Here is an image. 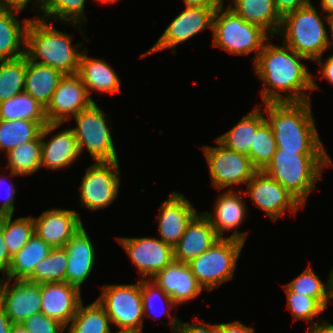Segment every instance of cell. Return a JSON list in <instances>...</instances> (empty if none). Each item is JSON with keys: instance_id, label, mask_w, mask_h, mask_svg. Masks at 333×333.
<instances>
[{"instance_id": "obj_1", "label": "cell", "mask_w": 333, "mask_h": 333, "mask_svg": "<svg viewBox=\"0 0 333 333\" xmlns=\"http://www.w3.org/2000/svg\"><path fill=\"white\" fill-rule=\"evenodd\" d=\"M272 39L264 44L253 63L255 74L265 85L261 90L263 104L309 101L306 92L320 89L313 79L315 75L302 62L309 60L283 43H270Z\"/></svg>"}, {"instance_id": "obj_2", "label": "cell", "mask_w": 333, "mask_h": 333, "mask_svg": "<svg viewBox=\"0 0 333 333\" xmlns=\"http://www.w3.org/2000/svg\"><path fill=\"white\" fill-rule=\"evenodd\" d=\"M277 148L299 154H328L316 128L311 100L264 103Z\"/></svg>"}, {"instance_id": "obj_3", "label": "cell", "mask_w": 333, "mask_h": 333, "mask_svg": "<svg viewBox=\"0 0 333 333\" xmlns=\"http://www.w3.org/2000/svg\"><path fill=\"white\" fill-rule=\"evenodd\" d=\"M52 24L37 16L31 18L26 30L25 56L64 75L77 74L83 51L78 48L83 42L72 44L73 35L58 31Z\"/></svg>"}, {"instance_id": "obj_4", "label": "cell", "mask_w": 333, "mask_h": 333, "mask_svg": "<svg viewBox=\"0 0 333 333\" xmlns=\"http://www.w3.org/2000/svg\"><path fill=\"white\" fill-rule=\"evenodd\" d=\"M332 165L329 154H299L277 148L264 171L305 206L323 170Z\"/></svg>"}, {"instance_id": "obj_5", "label": "cell", "mask_w": 333, "mask_h": 333, "mask_svg": "<svg viewBox=\"0 0 333 333\" xmlns=\"http://www.w3.org/2000/svg\"><path fill=\"white\" fill-rule=\"evenodd\" d=\"M319 11L323 16L321 9L310 3L286 14L277 34L283 37V44L313 62L332 49L325 26L326 14L322 17Z\"/></svg>"}, {"instance_id": "obj_6", "label": "cell", "mask_w": 333, "mask_h": 333, "mask_svg": "<svg viewBox=\"0 0 333 333\" xmlns=\"http://www.w3.org/2000/svg\"><path fill=\"white\" fill-rule=\"evenodd\" d=\"M248 233L236 229L230 236L219 238L207 251L188 263L202 288L214 290L234 277Z\"/></svg>"}, {"instance_id": "obj_7", "label": "cell", "mask_w": 333, "mask_h": 333, "mask_svg": "<svg viewBox=\"0 0 333 333\" xmlns=\"http://www.w3.org/2000/svg\"><path fill=\"white\" fill-rule=\"evenodd\" d=\"M218 7L213 17V46L231 55H248L255 52L256 61L264 44L271 36L261 27L246 22L229 7ZM225 8V9H224Z\"/></svg>"}, {"instance_id": "obj_8", "label": "cell", "mask_w": 333, "mask_h": 333, "mask_svg": "<svg viewBox=\"0 0 333 333\" xmlns=\"http://www.w3.org/2000/svg\"><path fill=\"white\" fill-rule=\"evenodd\" d=\"M107 114L94 101L90 106L79 111L75 119L76 127L72 128L80 154L86 149L97 161H118L111 126ZM108 120V121H107Z\"/></svg>"}, {"instance_id": "obj_9", "label": "cell", "mask_w": 333, "mask_h": 333, "mask_svg": "<svg viewBox=\"0 0 333 333\" xmlns=\"http://www.w3.org/2000/svg\"><path fill=\"white\" fill-rule=\"evenodd\" d=\"M96 300L119 330L144 332L141 278L135 284L103 285Z\"/></svg>"}, {"instance_id": "obj_10", "label": "cell", "mask_w": 333, "mask_h": 333, "mask_svg": "<svg viewBox=\"0 0 333 333\" xmlns=\"http://www.w3.org/2000/svg\"><path fill=\"white\" fill-rule=\"evenodd\" d=\"M218 146H203L205 160H207L211 184L214 188L226 190L227 187L246 185L257 169L250 157L233 151L222 145L217 139Z\"/></svg>"}, {"instance_id": "obj_11", "label": "cell", "mask_w": 333, "mask_h": 333, "mask_svg": "<svg viewBox=\"0 0 333 333\" xmlns=\"http://www.w3.org/2000/svg\"><path fill=\"white\" fill-rule=\"evenodd\" d=\"M118 161H97L86 168L79 189L81 206L91 211L108 207L118 197L120 188Z\"/></svg>"}, {"instance_id": "obj_12", "label": "cell", "mask_w": 333, "mask_h": 333, "mask_svg": "<svg viewBox=\"0 0 333 333\" xmlns=\"http://www.w3.org/2000/svg\"><path fill=\"white\" fill-rule=\"evenodd\" d=\"M246 188L245 195L275 222L287 211L296 215L297 211L304 207L293 194L264 170H257L246 184Z\"/></svg>"}, {"instance_id": "obj_13", "label": "cell", "mask_w": 333, "mask_h": 333, "mask_svg": "<svg viewBox=\"0 0 333 333\" xmlns=\"http://www.w3.org/2000/svg\"><path fill=\"white\" fill-rule=\"evenodd\" d=\"M217 8L205 7H185L167 26L157 42L149 51L140 55L153 54L171 48V52L176 53L175 48L191 39L206 28L212 31L213 17Z\"/></svg>"}, {"instance_id": "obj_14", "label": "cell", "mask_w": 333, "mask_h": 333, "mask_svg": "<svg viewBox=\"0 0 333 333\" xmlns=\"http://www.w3.org/2000/svg\"><path fill=\"white\" fill-rule=\"evenodd\" d=\"M142 279H152L174 260L173 247L156 237H116Z\"/></svg>"}, {"instance_id": "obj_15", "label": "cell", "mask_w": 333, "mask_h": 333, "mask_svg": "<svg viewBox=\"0 0 333 333\" xmlns=\"http://www.w3.org/2000/svg\"><path fill=\"white\" fill-rule=\"evenodd\" d=\"M94 100L89 96L83 81L77 74L64 75L45 109L48 123L63 124Z\"/></svg>"}, {"instance_id": "obj_16", "label": "cell", "mask_w": 333, "mask_h": 333, "mask_svg": "<svg viewBox=\"0 0 333 333\" xmlns=\"http://www.w3.org/2000/svg\"><path fill=\"white\" fill-rule=\"evenodd\" d=\"M4 278L0 290V305L13 324H20L27 318L41 313L42 297L40 284L28 280Z\"/></svg>"}, {"instance_id": "obj_17", "label": "cell", "mask_w": 333, "mask_h": 333, "mask_svg": "<svg viewBox=\"0 0 333 333\" xmlns=\"http://www.w3.org/2000/svg\"><path fill=\"white\" fill-rule=\"evenodd\" d=\"M33 221L35 234L52 248H63L83 226L81 215L72 209L52 208Z\"/></svg>"}, {"instance_id": "obj_18", "label": "cell", "mask_w": 333, "mask_h": 333, "mask_svg": "<svg viewBox=\"0 0 333 333\" xmlns=\"http://www.w3.org/2000/svg\"><path fill=\"white\" fill-rule=\"evenodd\" d=\"M159 209L157 216L159 239L174 248L198 211L180 192L170 193Z\"/></svg>"}, {"instance_id": "obj_19", "label": "cell", "mask_w": 333, "mask_h": 333, "mask_svg": "<svg viewBox=\"0 0 333 333\" xmlns=\"http://www.w3.org/2000/svg\"><path fill=\"white\" fill-rule=\"evenodd\" d=\"M62 124L47 123L42 127L40 136L42 143L41 168L52 170L68 168L80 156L78 143L71 128L53 133ZM53 133L51 138L44 140L47 135Z\"/></svg>"}, {"instance_id": "obj_20", "label": "cell", "mask_w": 333, "mask_h": 333, "mask_svg": "<svg viewBox=\"0 0 333 333\" xmlns=\"http://www.w3.org/2000/svg\"><path fill=\"white\" fill-rule=\"evenodd\" d=\"M41 313L57 320L66 329L82 302L81 290L66 282L40 284Z\"/></svg>"}, {"instance_id": "obj_21", "label": "cell", "mask_w": 333, "mask_h": 333, "mask_svg": "<svg viewBox=\"0 0 333 333\" xmlns=\"http://www.w3.org/2000/svg\"><path fill=\"white\" fill-rule=\"evenodd\" d=\"M63 248L68 258L65 282L80 290L92 273L96 262L95 246L84 225Z\"/></svg>"}, {"instance_id": "obj_22", "label": "cell", "mask_w": 333, "mask_h": 333, "mask_svg": "<svg viewBox=\"0 0 333 333\" xmlns=\"http://www.w3.org/2000/svg\"><path fill=\"white\" fill-rule=\"evenodd\" d=\"M179 306L194 300L203 288L198 284L188 263L173 260L152 279Z\"/></svg>"}, {"instance_id": "obj_23", "label": "cell", "mask_w": 333, "mask_h": 333, "mask_svg": "<svg viewBox=\"0 0 333 333\" xmlns=\"http://www.w3.org/2000/svg\"><path fill=\"white\" fill-rule=\"evenodd\" d=\"M218 239L209 219L200 212L191 220L184 235L174 246V260L189 263L207 251Z\"/></svg>"}, {"instance_id": "obj_24", "label": "cell", "mask_w": 333, "mask_h": 333, "mask_svg": "<svg viewBox=\"0 0 333 333\" xmlns=\"http://www.w3.org/2000/svg\"><path fill=\"white\" fill-rule=\"evenodd\" d=\"M243 196L246 197L242 188L238 192L230 188L223 191L222 194L220 193L215 199L213 214L203 211L219 238H225L224 231L228 232L238 228L246 218L247 205Z\"/></svg>"}, {"instance_id": "obj_25", "label": "cell", "mask_w": 333, "mask_h": 333, "mask_svg": "<svg viewBox=\"0 0 333 333\" xmlns=\"http://www.w3.org/2000/svg\"><path fill=\"white\" fill-rule=\"evenodd\" d=\"M22 11L19 7L0 6V61L25 55L26 30L31 18L20 21L17 15Z\"/></svg>"}, {"instance_id": "obj_26", "label": "cell", "mask_w": 333, "mask_h": 333, "mask_svg": "<svg viewBox=\"0 0 333 333\" xmlns=\"http://www.w3.org/2000/svg\"><path fill=\"white\" fill-rule=\"evenodd\" d=\"M87 47L83 48L80 56L77 75L83 81L89 96L92 92L114 94L121 91V82L109 63L103 59L88 56Z\"/></svg>"}, {"instance_id": "obj_27", "label": "cell", "mask_w": 333, "mask_h": 333, "mask_svg": "<svg viewBox=\"0 0 333 333\" xmlns=\"http://www.w3.org/2000/svg\"><path fill=\"white\" fill-rule=\"evenodd\" d=\"M64 74L57 69L27 59L24 92L37 100L45 109Z\"/></svg>"}, {"instance_id": "obj_28", "label": "cell", "mask_w": 333, "mask_h": 333, "mask_svg": "<svg viewBox=\"0 0 333 333\" xmlns=\"http://www.w3.org/2000/svg\"><path fill=\"white\" fill-rule=\"evenodd\" d=\"M228 7L246 22L264 29L271 37L277 36L282 17L275 8L274 0H232Z\"/></svg>"}, {"instance_id": "obj_29", "label": "cell", "mask_w": 333, "mask_h": 333, "mask_svg": "<svg viewBox=\"0 0 333 333\" xmlns=\"http://www.w3.org/2000/svg\"><path fill=\"white\" fill-rule=\"evenodd\" d=\"M263 114L261 108L258 106L254 107L235 126L216 139L225 147L250 157V147L253 144L254 134L265 121Z\"/></svg>"}, {"instance_id": "obj_30", "label": "cell", "mask_w": 333, "mask_h": 333, "mask_svg": "<svg viewBox=\"0 0 333 333\" xmlns=\"http://www.w3.org/2000/svg\"><path fill=\"white\" fill-rule=\"evenodd\" d=\"M85 3L86 0H41L37 12L42 13V17L41 14H37V17L53 23L61 21L64 24L76 26L84 39L90 42L85 36V32L81 30L82 23L87 22L84 10Z\"/></svg>"}, {"instance_id": "obj_31", "label": "cell", "mask_w": 333, "mask_h": 333, "mask_svg": "<svg viewBox=\"0 0 333 333\" xmlns=\"http://www.w3.org/2000/svg\"><path fill=\"white\" fill-rule=\"evenodd\" d=\"M52 249L34 234L27 244L12 256L7 279L26 280L35 266L45 259Z\"/></svg>"}, {"instance_id": "obj_32", "label": "cell", "mask_w": 333, "mask_h": 333, "mask_svg": "<svg viewBox=\"0 0 333 333\" xmlns=\"http://www.w3.org/2000/svg\"><path fill=\"white\" fill-rule=\"evenodd\" d=\"M110 324L109 316L97 300L87 305L82 301L67 325V333H111Z\"/></svg>"}, {"instance_id": "obj_33", "label": "cell", "mask_w": 333, "mask_h": 333, "mask_svg": "<svg viewBox=\"0 0 333 333\" xmlns=\"http://www.w3.org/2000/svg\"><path fill=\"white\" fill-rule=\"evenodd\" d=\"M41 136L11 149L6 153L9 176L32 175L41 169Z\"/></svg>"}, {"instance_id": "obj_34", "label": "cell", "mask_w": 333, "mask_h": 333, "mask_svg": "<svg viewBox=\"0 0 333 333\" xmlns=\"http://www.w3.org/2000/svg\"><path fill=\"white\" fill-rule=\"evenodd\" d=\"M19 119L38 122L42 127L48 123L45 108L25 92L0 102V120Z\"/></svg>"}, {"instance_id": "obj_35", "label": "cell", "mask_w": 333, "mask_h": 333, "mask_svg": "<svg viewBox=\"0 0 333 333\" xmlns=\"http://www.w3.org/2000/svg\"><path fill=\"white\" fill-rule=\"evenodd\" d=\"M141 297H142V306H143L144 317L150 318L151 316L154 315V318H155L160 313L162 315L166 314V316H168L171 321H170V325L167 323L165 325H168L167 327H171L173 330L172 333H175L176 329L179 325L180 319L175 316H172L170 314L171 310L174 307L178 306L172 300V298L168 294H166L151 279H141ZM159 302H161L160 305H157ZM160 310L163 312H160Z\"/></svg>"}, {"instance_id": "obj_36", "label": "cell", "mask_w": 333, "mask_h": 333, "mask_svg": "<svg viewBox=\"0 0 333 333\" xmlns=\"http://www.w3.org/2000/svg\"><path fill=\"white\" fill-rule=\"evenodd\" d=\"M42 126L29 120H0V151L5 153L28 141L36 140Z\"/></svg>"}, {"instance_id": "obj_37", "label": "cell", "mask_w": 333, "mask_h": 333, "mask_svg": "<svg viewBox=\"0 0 333 333\" xmlns=\"http://www.w3.org/2000/svg\"><path fill=\"white\" fill-rule=\"evenodd\" d=\"M299 276L292 279L285 286L294 293L306 295L316 299L325 309L328 307V302L333 299V290L331 287L330 278L326 284L320 280V277L309 265Z\"/></svg>"}, {"instance_id": "obj_38", "label": "cell", "mask_w": 333, "mask_h": 333, "mask_svg": "<svg viewBox=\"0 0 333 333\" xmlns=\"http://www.w3.org/2000/svg\"><path fill=\"white\" fill-rule=\"evenodd\" d=\"M68 265L64 248H53L50 254L37 264L32 274L26 279L38 284L65 282Z\"/></svg>"}, {"instance_id": "obj_39", "label": "cell", "mask_w": 333, "mask_h": 333, "mask_svg": "<svg viewBox=\"0 0 333 333\" xmlns=\"http://www.w3.org/2000/svg\"><path fill=\"white\" fill-rule=\"evenodd\" d=\"M3 239L11 256L19 252L35 234L33 217L2 216Z\"/></svg>"}, {"instance_id": "obj_40", "label": "cell", "mask_w": 333, "mask_h": 333, "mask_svg": "<svg viewBox=\"0 0 333 333\" xmlns=\"http://www.w3.org/2000/svg\"><path fill=\"white\" fill-rule=\"evenodd\" d=\"M26 56L0 61V102L24 92Z\"/></svg>"}, {"instance_id": "obj_41", "label": "cell", "mask_w": 333, "mask_h": 333, "mask_svg": "<svg viewBox=\"0 0 333 333\" xmlns=\"http://www.w3.org/2000/svg\"><path fill=\"white\" fill-rule=\"evenodd\" d=\"M277 143L270 125L265 120L254 134L250 147V160L257 170H264L272 161Z\"/></svg>"}, {"instance_id": "obj_42", "label": "cell", "mask_w": 333, "mask_h": 333, "mask_svg": "<svg viewBox=\"0 0 333 333\" xmlns=\"http://www.w3.org/2000/svg\"><path fill=\"white\" fill-rule=\"evenodd\" d=\"M283 287L286 291L287 308L293 314L294 321L301 319L311 323L310 325L322 321L317 320V317L325 308L316 299L291 292L285 285Z\"/></svg>"}, {"instance_id": "obj_43", "label": "cell", "mask_w": 333, "mask_h": 333, "mask_svg": "<svg viewBox=\"0 0 333 333\" xmlns=\"http://www.w3.org/2000/svg\"><path fill=\"white\" fill-rule=\"evenodd\" d=\"M22 325L30 333H63L66 327L44 313L35 314L27 318Z\"/></svg>"}, {"instance_id": "obj_44", "label": "cell", "mask_w": 333, "mask_h": 333, "mask_svg": "<svg viewBox=\"0 0 333 333\" xmlns=\"http://www.w3.org/2000/svg\"><path fill=\"white\" fill-rule=\"evenodd\" d=\"M4 179H5V181H4ZM4 183L8 187L3 186ZM1 186L5 187L4 190H5L6 194L4 195V198L1 199L3 201V203L0 206V216L13 215L14 212H15V206H14V204H15L14 203V201H15L14 197L16 195L15 185L13 183H11V184L8 183V181H6V178L0 177V187ZM3 187L1 189H3Z\"/></svg>"}, {"instance_id": "obj_45", "label": "cell", "mask_w": 333, "mask_h": 333, "mask_svg": "<svg viewBox=\"0 0 333 333\" xmlns=\"http://www.w3.org/2000/svg\"><path fill=\"white\" fill-rule=\"evenodd\" d=\"M175 333H216V323L210 324L200 322V318L196 323H186L180 320Z\"/></svg>"}, {"instance_id": "obj_46", "label": "cell", "mask_w": 333, "mask_h": 333, "mask_svg": "<svg viewBox=\"0 0 333 333\" xmlns=\"http://www.w3.org/2000/svg\"><path fill=\"white\" fill-rule=\"evenodd\" d=\"M310 3L311 0H274L275 8L281 17Z\"/></svg>"}, {"instance_id": "obj_47", "label": "cell", "mask_w": 333, "mask_h": 333, "mask_svg": "<svg viewBox=\"0 0 333 333\" xmlns=\"http://www.w3.org/2000/svg\"><path fill=\"white\" fill-rule=\"evenodd\" d=\"M216 333H256L255 328L249 327L240 321L228 323L216 322Z\"/></svg>"}, {"instance_id": "obj_48", "label": "cell", "mask_w": 333, "mask_h": 333, "mask_svg": "<svg viewBox=\"0 0 333 333\" xmlns=\"http://www.w3.org/2000/svg\"><path fill=\"white\" fill-rule=\"evenodd\" d=\"M12 256L3 239L2 234V216H0V273L2 272L5 278L8 277L9 267L11 264Z\"/></svg>"}, {"instance_id": "obj_49", "label": "cell", "mask_w": 333, "mask_h": 333, "mask_svg": "<svg viewBox=\"0 0 333 333\" xmlns=\"http://www.w3.org/2000/svg\"><path fill=\"white\" fill-rule=\"evenodd\" d=\"M322 60L323 56L315 61L321 66V73H318V75H321V78L326 79V81L333 85V54L330 55L327 59L325 58L324 61Z\"/></svg>"}, {"instance_id": "obj_50", "label": "cell", "mask_w": 333, "mask_h": 333, "mask_svg": "<svg viewBox=\"0 0 333 333\" xmlns=\"http://www.w3.org/2000/svg\"><path fill=\"white\" fill-rule=\"evenodd\" d=\"M185 7L218 8L225 5L224 0H183Z\"/></svg>"}, {"instance_id": "obj_51", "label": "cell", "mask_w": 333, "mask_h": 333, "mask_svg": "<svg viewBox=\"0 0 333 333\" xmlns=\"http://www.w3.org/2000/svg\"><path fill=\"white\" fill-rule=\"evenodd\" d=\"M36 1V2H35ZM41 0H0V6H6V7H19L22 9H25L28 7V3H32L36 5V8L39 7Z\"/></svg>"}, {"instance_id": "obj_52", "label": "cell", "mask_w": 333, "mask_h": 333, "mask_svg": "<svg viewBox=\"0 0 333 333\" xmlns=\"http://www.w3.org/2000/svg\"><path fill=\"white\" fill-rule=\"evenodd\" d=\"M309 333H333V324L322 320L309 326Z\"/></svg>"}, {"instance_id": "obj_53", "label": "cell", "mask_w": 333, "mask_h": 333, "mask_svg": "<svg viewBox=\"0 0 333 333\" xmlns=\"http://www.w3.org/2000/svg\"><path fill=\"white\" fill-rule=\"evenodd\" d=\"M13 323L4 308L0 305V333H11Z\"/></svg>"}, {"instance_id": "obj_54", "label": "cell", "mask_w": 333, "mask_h": 333, "mask_svg": "<svg viewBox=\"0 0 333 333\" xmlns=\"http://www.w3.org/2000/svg\"><path fill=\"white\" fill-rule=\"evenodd\" d=\"M322 12L326 15L333 13V0H320Z\"/></svg>"}, {"instance_id": "obj_55", "label": "cell", "mask_w": 333, "mask_h": 333, "mask_svg": "<svg viewBox=\"0 0 333 333\" xmlns=\"http://www.w3.org/2000/svg\"><path fill=\"white\" fill-rule=\"evenodd\" d=\"M326 16V24L328 23V26H329V30H330V33L331 34H328L330 35V38L329 39V43H330V48H331V45H333V13L332 14H327L325 15Z\"/></svg>"}, {"instance_id": "obj_56", "label": "cell", "mask_w": 333, "mask_h": 333, "mask_svg": "<svg viewBox=\"0 0 333 333\" xmlns=\"http://www.w3.org/2000/svg\"><path fill=\"white\" fill-rule=\"evenodd\" d=\"M11 333H30L23 325L20 324H13Z\"/></svg>"}, {"instance_id": "obj_57", "label": "cell", "mask_w": 333, "mask_h": 333, "mask_svg": "<svg viewBox=\"0 0 333 333\" xmlns=\"http://www.w3.org/2000/svg\"><path fill=\"white\" fill-rule=\"evenodd\" d=\"M97 2H100L102 4H112V3H115L116 1H120V0H95Z\"/></svg>"}, {"instance_id": "obj_58", "label": "cell", "mask_w": 333, "mask_h": 333, "mask_svg": "<svg viewBox=\"0 0 333 333\" xmlns=\"http://www.w3.org/2000/svg\"><path fill=\"white\" fill-rule=\"evenodd\" d=\"M114 333H140V332L132 331V330H118V331H116Z\"/></svg>"}, {"instance_id": "obj_59", "label": "cell", "mask_w": 333, "mask_h": 333, "mask_svg": "<svg viewBox=\"0 0 333 333\" xmlns=\"http://www.w3.org/2000/svg\"><path fill=\"white\" fill-rule=\"evenodd\" d=\"M329 278H330L331 287H332V290H333V268H332V270L329 273Z\"/></svg>"}]
</instances>
